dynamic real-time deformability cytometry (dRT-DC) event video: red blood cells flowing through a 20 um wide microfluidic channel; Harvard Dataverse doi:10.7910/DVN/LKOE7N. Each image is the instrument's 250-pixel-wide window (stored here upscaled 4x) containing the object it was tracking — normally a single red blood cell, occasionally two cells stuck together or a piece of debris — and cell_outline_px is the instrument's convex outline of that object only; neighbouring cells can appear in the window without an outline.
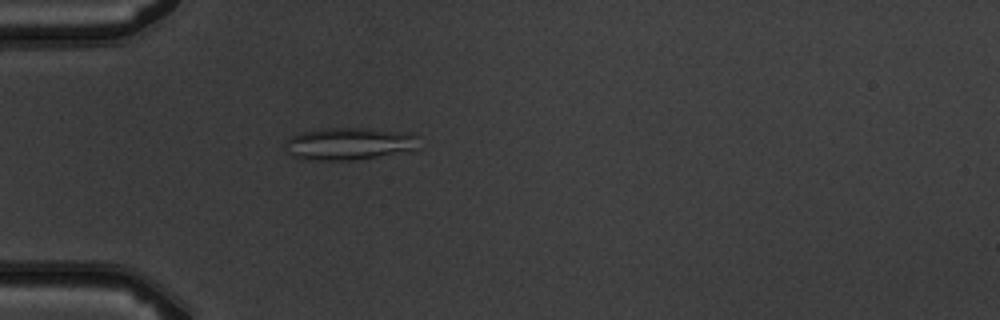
{"species": "common noctule bat (a hibernating species)", "species_latin": "Nyctalus noctula", "temperature_condition": "warm", "stored_images_in_passage": 2, "camera_frame_rate_fps": 3000, "um_per_image_px": 0.085, "animal": {"sex": "male", "body_mass_g": 19.5, "forearm_length_mm": 54.6}, "frame": {"image": 1, "passage_image": 2, "time_ms": 1.333, "image_size_px": [1000, 320], "cell_outline_px": [[416, 148], [376, 156], [352, 160], [304, 160], [292, 156], [284, 148], [284, 144], [292, 136], [300, 132], [324, 128], [368, 128], [408, 132], [416, 136]], "centroid_in_image_um": [29.57, 12.2], "position_along_channel_um": 55.4, "area_um2": 24.91}}